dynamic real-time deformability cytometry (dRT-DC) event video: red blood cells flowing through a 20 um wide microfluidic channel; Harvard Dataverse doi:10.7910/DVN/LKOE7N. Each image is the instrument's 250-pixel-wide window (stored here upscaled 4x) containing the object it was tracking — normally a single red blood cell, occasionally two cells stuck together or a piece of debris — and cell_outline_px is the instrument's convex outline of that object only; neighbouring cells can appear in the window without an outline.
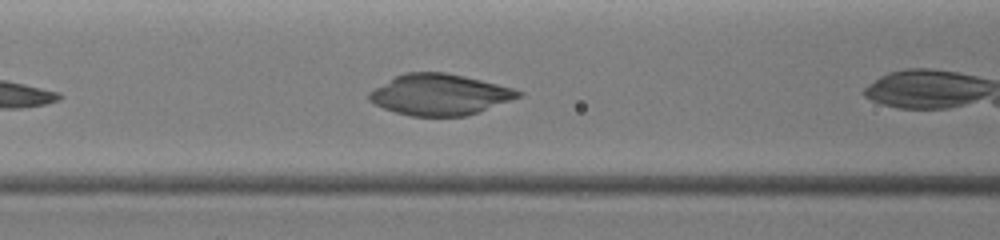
{"species": "common noctule bat (a hibernating species)", "species_latin": "Nyctalus noctula", "temperature_condition": "warm", "stored_images_in_passage": 17, "camera_frame_rate_fps": 3000, "um_per_image_px": 0.085, "animal": {"sex": "female", "body_mass_g": 19.0, "forearm_length_mm": 51.5}, "frame": {"image": 1, "passage_image": 3, "time_ms": 1.333, "image_size_px": [1000, 240], "cell_outline_px": [[524, 96], [464, 116], [412, 116], [396, 112], [384, 108], [368, 100], [368, 92], [396, 76], [404, 72], [444, 72], [464, 76], [512, 88], [524, 92]], "centroid_in_image_um": [37.37, 8.04], "position_along_channel_um": 129.2, "area_um2": 35.26}}